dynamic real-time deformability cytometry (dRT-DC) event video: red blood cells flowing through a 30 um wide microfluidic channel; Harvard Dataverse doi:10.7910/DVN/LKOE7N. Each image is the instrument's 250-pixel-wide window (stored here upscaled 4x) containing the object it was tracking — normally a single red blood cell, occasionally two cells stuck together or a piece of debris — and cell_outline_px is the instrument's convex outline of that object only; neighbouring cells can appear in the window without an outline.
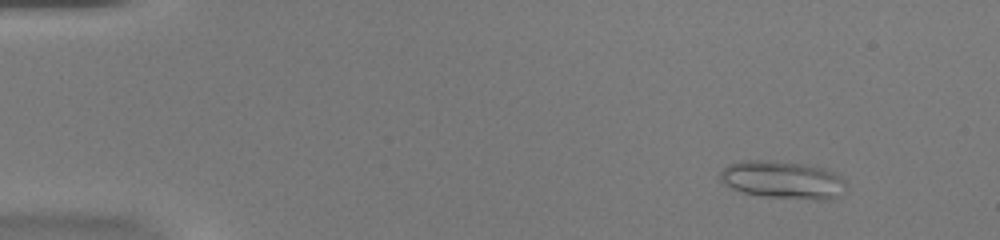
{"species": "common noctule bat (a hibernating species)", "species_latin": "Nyctalus noctula", "temperature_condition": "warm", "stored_images_in_passage": 53, "camera_frame_rate_fps": 3000, "um_per_image_px": 0.085, "animal": {"sex": "female", "body_mass_g": 20.0, "forearm_length_mm": 54.0}, "frame": {"image": 1, "passage_image": 6, "time_ms": 1.667, "image_size_px": [1000, 240], "cell_outline_px": [[844, 192], [832, 200], [816, 200], [760, 196], [744, 192], [732, 188], [724, 184], [720, 180], [720, 172], [728, 164], [740, 160], [772, 160], [800, 164], [824, 168], [840, 176], [844, 180]], "centroid_in_image_um": [66.52, 15.3], "position_along_channel_um": 18.5, "area_um2": 27.8}}
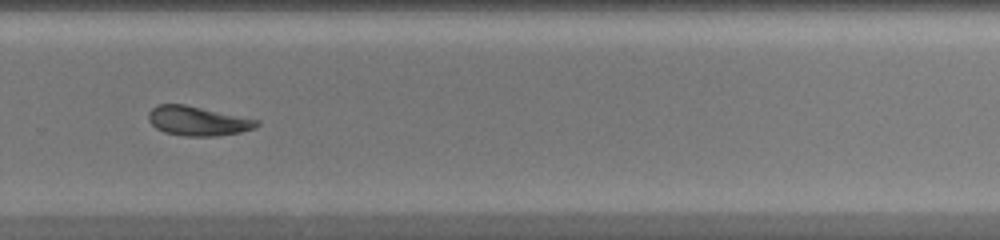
{"frame": {"image": 2, "passage_image": 37, "time_ms": 12.0, "image_size_px": [1000, 240], "cell_outline_px": [[260, 124], [256, 128], [240, 132], [216, 136], [184, 136], [164, 132], [156, 128], [148, 120], [148, 112], [156, 104], [184, 104], [260, 120]], "centroid_in_image_um": [16.8, 10.28], "position_along_channel_um": 313.0, "area_um2": 18.61}}
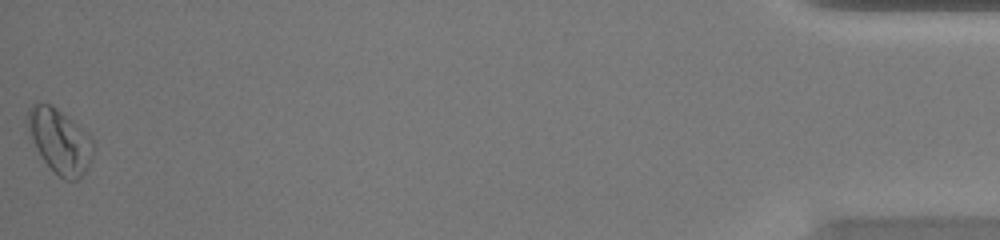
{"frame": {"image": 3, "passage_image": 53, "time_ms": 17.333, "image_size_px": [1000, 240], "cell_outline_px": [[96, 148], [84, 172], [76, 180], [64, 180], [44, 160], [32, 140], [28, 132], [24, 120], [28, 108], [32, 104], [52, 104], [88, 132]], "centroid_in_image_um": [5.07, 11.94], "position_along_channel_um": 430.1, "area_um2": 24.62}, "authors_computed_cell_mechanics": {"area_um2": 19.7098, "velocity_mm_per_s": 3.9297, "shape_relaxation_time_tau1_ms": null, "shape_relaxation_time_tau2_ms": 2.9525, "deformation_change_tau1": null, "deformation_change_tau2": 0.0958}}